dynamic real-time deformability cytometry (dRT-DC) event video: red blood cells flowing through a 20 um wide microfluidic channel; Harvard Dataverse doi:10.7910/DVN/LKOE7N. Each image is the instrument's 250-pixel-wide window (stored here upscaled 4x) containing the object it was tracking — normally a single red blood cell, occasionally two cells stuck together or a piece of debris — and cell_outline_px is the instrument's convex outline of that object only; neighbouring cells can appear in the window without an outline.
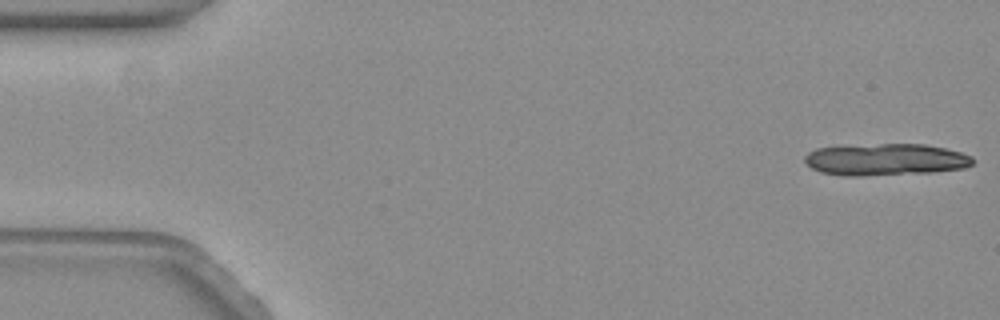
{"species": "common noctule bat (a hibernating species)", "species_latin": "Nyctalus noctula", "temperature_condition": "warm", "stored_images_in_passage": 18, "camera_frame_rate_fps": 3000, "um_per_image_px": 0.085, "animal": {"sex": "female", "body_mass_g": 19.3, "forearm_length_mm": 54.1}, "frame": {"image": 1, "passage_image": 1, "time_ms": 0.0, "image_size_px": [1000, 320], "cell_outline_px": [[972, 164], [964, 168], [932, 172], [864, 176], [844, 176], [820, 172], [812, 168], [804, 160], [804, 156], [808, 152], [816, 148], [880, 144], [924, 144], [944, 148], [960, 152], [972, 156]], "centroid_in_image_um": [75.26, 13.57], "position_along_channel_um": 9.7, "area_um2": 31.1}}